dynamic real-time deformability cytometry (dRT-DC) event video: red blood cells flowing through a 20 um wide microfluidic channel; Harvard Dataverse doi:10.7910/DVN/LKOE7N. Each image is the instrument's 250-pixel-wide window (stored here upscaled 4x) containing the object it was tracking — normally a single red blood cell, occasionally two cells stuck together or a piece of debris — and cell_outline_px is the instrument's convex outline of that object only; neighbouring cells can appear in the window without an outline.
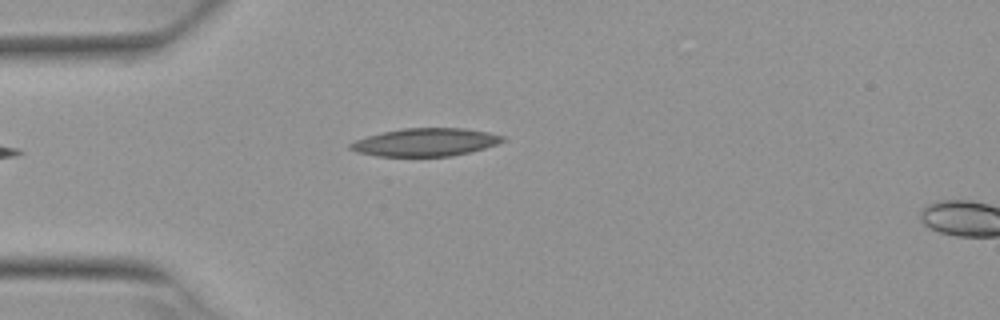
{"species": "Egyptian fruit bat (a non-hibernating species)", "species_latin": "Rousettus aegyptiacus", "temperature_condition": "warm", "stored_images_in_passage": 2, "segment_of_instrument_passage": [1, 2], "camera_frame_rate_fps": 3000, "um_per_image_px": 0.085, "animal": {"sex": "female"}, "frame": {"image": 1, "passage_image": 1, "time_ms": 0.0, "image_size_px": [1000, 320], "cell_outline_px": [[508, 140], [484, 148], [452, 156], [376, 156], [356, 152], [348, 148], [348, 144], [356, 140], [368, 136], [384, 132], [404, 128], [464, 128], [488, 132], [504, 136]], "centroid_in_image_um": [36.17, 12.09], "position_along_channel_um": 48.8, "area_um2": 24.74}}